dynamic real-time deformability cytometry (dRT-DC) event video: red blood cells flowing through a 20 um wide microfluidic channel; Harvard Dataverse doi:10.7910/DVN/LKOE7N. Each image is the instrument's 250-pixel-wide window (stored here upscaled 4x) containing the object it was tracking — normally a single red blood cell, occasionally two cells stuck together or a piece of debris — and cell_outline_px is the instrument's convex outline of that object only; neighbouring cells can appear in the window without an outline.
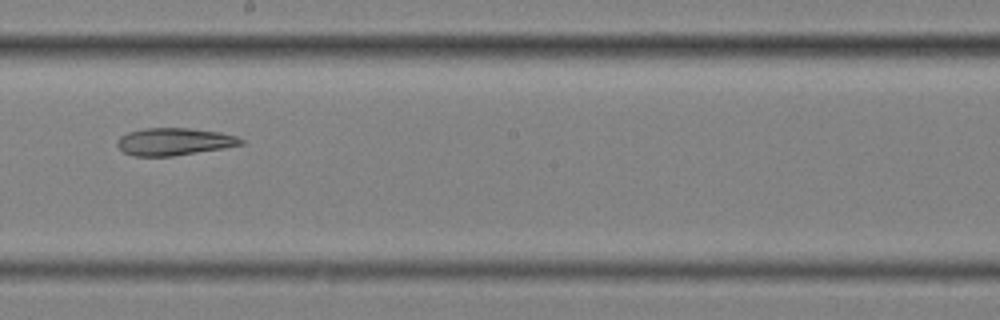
{"species": "common noctule bat (a hibernating species)", "species_latin": "Nyctalus noctula", "temperature_condition": "cold", "stored_images_in_passage": 10, "camera_frame_rate_fps": 3000, "um_per_image_px": 0.085, "animal": {"sex": "female", "body_mass_g": 25.1}, "frame": {"image": 1, "passage_image": 9, "time_ms": 2.667, "image_size_px": [1000, 320], "cell_outline_px": [[244, 144], [224, 148], [172, 156], [132, 156], [124, 152], [116, 144], [116, 140], [120, 136], [128, 132], [144, 128], [192, 128], [220, 132], [236, 136], [244, 140]], "centroid_in_image_um": [14.8, 12.03], "position_along_channel_um": 233.4, "area_um2": 19.83}}
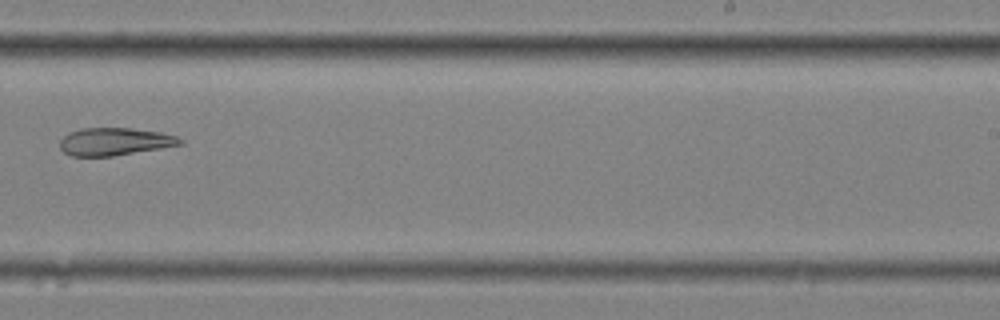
{"frame": {"image": 2, "passage_image": 10, "time_ms": 3.0, "image_size_px": [1000, 320], "cell_outline_px": [[184, 144], [112, 156], [72, 156], [64, 152], [60, 148], [60, 140], [68, 132], [80, 128], [132, 128], [160, 132], [176, 136], [184, 140]], "centroid_in_image_um": [9.74, 12.03], "position_along_channel_um": 279.3, "area_um2": 19.36}}